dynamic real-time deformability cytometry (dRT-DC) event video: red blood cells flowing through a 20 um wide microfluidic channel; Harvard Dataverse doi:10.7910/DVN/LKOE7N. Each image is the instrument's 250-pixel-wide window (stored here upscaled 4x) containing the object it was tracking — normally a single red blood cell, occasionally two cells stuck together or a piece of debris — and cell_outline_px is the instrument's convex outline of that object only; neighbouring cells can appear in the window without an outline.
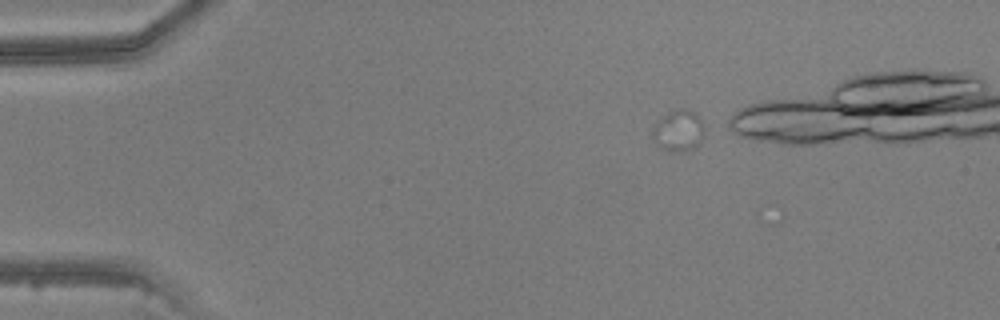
{"species": "common noctule bat (a hibernating species)", "species_latin": "Nyctalus noctula", "temperature_condition": "warm", "stored_images_in_passage": 8, "camera_frame_rate_fps": 3000, "um_per_image_px": 0.085, "animal": {"sex": "male", "body_mass_g": 20.5, "forearm_length_mm": 52.5}, "frame": {"image": 1, "passage_image": 1, "time_ms": 0.0, "image_size_px": [1000, 320], "cell_outline_px": [[704, 136], [700, 144], [696, 148], [684, 152], [668, 152], [656, 144], [652, 132], [656, 120], [668, 112], [676, 108], [688, 108], [696, 112], [704, 124]], "centroid_in_image_um": [57.71, 11.1], "position_along_channel_um": 27.3, "area_um2": 13.06}}